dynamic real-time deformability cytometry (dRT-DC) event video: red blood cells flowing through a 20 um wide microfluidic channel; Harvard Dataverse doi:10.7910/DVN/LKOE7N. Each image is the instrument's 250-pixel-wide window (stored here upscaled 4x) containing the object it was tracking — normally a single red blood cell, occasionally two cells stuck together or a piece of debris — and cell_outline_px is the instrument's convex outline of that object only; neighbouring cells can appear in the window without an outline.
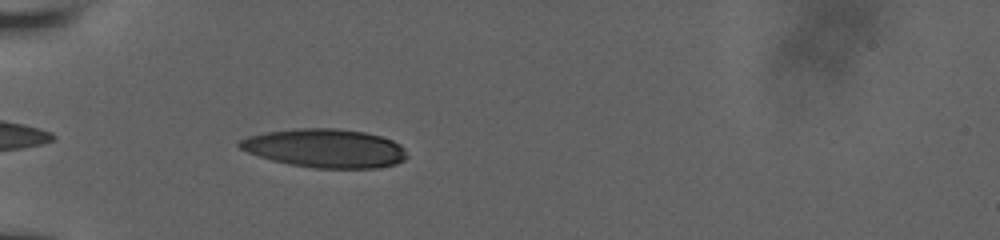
{"species": "human", "species_latin": "Homo sapiens", "temperature_condition": "room temperature", "stored_images_in_passage": 35, "camera_frame_rate_fps": 3000, "um_per_image_px": 0.085, "donor": {"sex": "male"}, "frame": {"image": 1, "passage_image": 1, "time_ms": 0.0, "image_size_px": [1000, 240], "cell_outline_px": [[408, 156], [404, 160], [396, 164], [376, 168], [316, 168], [288, 164], [272, 160], [248, 152], [240, 148], [236, 144], [240, 140], [248, 136], [264, 132], [296, 128], [336, 128], [364, 132], [380, 136], [392, 140], [400, 144], [404, 148]], "centroid_in_image_um": [27.64, 12.6], "position_along_channel_um": 57.4, "area_um2": 37.8}}
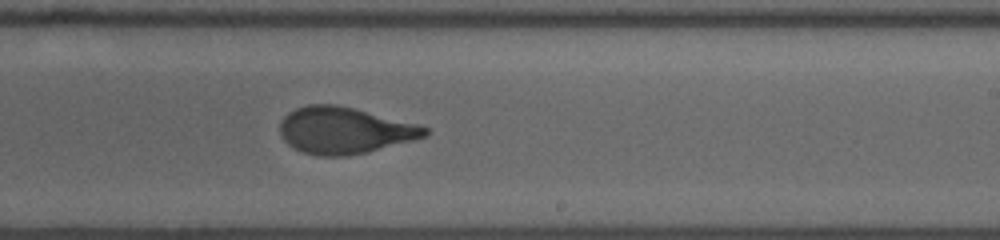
{"frame": {"image": 2, "passage_image": 13, "time_ms": 5.667, "image_size_px": [1000, 240], "cell_outline_px": [[428, 132], [424, 136], [412, 140], [348, 156], [320, 156], [304, 152], [288, 144], [284, 140], [280, 132], [280, 120], [288, 112], [296, 108], [308, 104], [336, 104], [416, 124], [428, 128]], "centroid_in_image_um": [29.21, 11.07], "position_along_channel_um": 259.8, "area_um2": 38.67}}
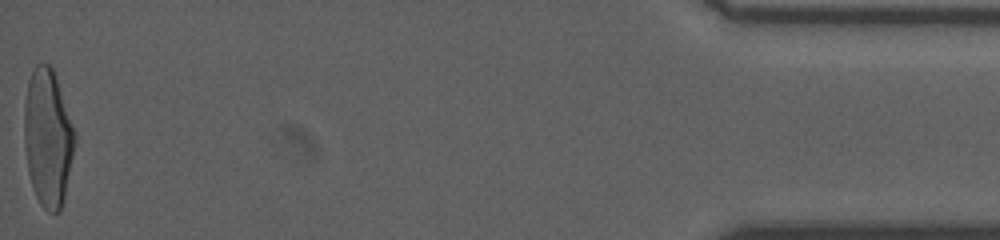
{"frame": {"image": 3, "passage_image": 35, "time_ms": 12.333, "image_size_px": [1000, 240], "cell_outline_px": [[76, 140], [64, 196], [60, 212], [48, 212], [40, 204], [36, 196], [28, 172], [24, 144], [24, 104], [28, 80], [36, 64], [48, 64], [52, 68], [76, 132]], "centroid_in_image_um": [4.06, 11.71], "position_along_channel_um": 431.1, "area_um2": 40.23}, "authors_computed_cell_mechanics": {"area_um2": 39.4196, "velocity_mm_per_s": 3.8639, "shape_relaxation_time_tau1_ms": 5.0487, "shape_relaxation_time_tau2_ms": 0.8599, "deformation_change_tau1": 0.2129, "deformation_change_tau2": 0.0704}}